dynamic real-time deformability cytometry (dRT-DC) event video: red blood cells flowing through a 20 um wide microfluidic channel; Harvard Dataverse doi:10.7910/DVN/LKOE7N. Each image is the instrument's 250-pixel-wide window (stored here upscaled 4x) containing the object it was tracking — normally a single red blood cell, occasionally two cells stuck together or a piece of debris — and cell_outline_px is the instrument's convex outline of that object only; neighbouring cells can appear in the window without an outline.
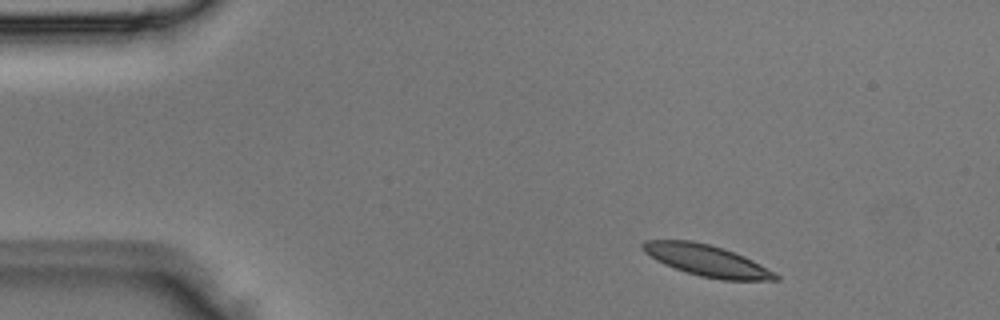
{"species": "Egyptian fruit bat (a non-hibernating species)", "species_latin": "Rousettus aegyptiacus", "temperature_condition": "room temperature", "stored_images_in_passage": 3, "camera_frame_rate_fps": 3000, "um_per_image_px": 0.085, "animal": {"sex": "male"}, "frame": {"image": 1, "passage_image": 1, "time_ms": 0.0, "image_size_px": [1000, 320], "cell_outline_px": [[780, 280], [720, 280], [700, 276], [684, 272], [664, 264], [656, 260], [644, 252], [640, 248], [640, 244], [644, 240], [692, 240], [724, 248], [744, 256], [776, 272], [780, 276]], "centroid_in_image_um": [60.07, 22.14], "position_along_channel_um": 24.9, "area_um2": 24.51}}